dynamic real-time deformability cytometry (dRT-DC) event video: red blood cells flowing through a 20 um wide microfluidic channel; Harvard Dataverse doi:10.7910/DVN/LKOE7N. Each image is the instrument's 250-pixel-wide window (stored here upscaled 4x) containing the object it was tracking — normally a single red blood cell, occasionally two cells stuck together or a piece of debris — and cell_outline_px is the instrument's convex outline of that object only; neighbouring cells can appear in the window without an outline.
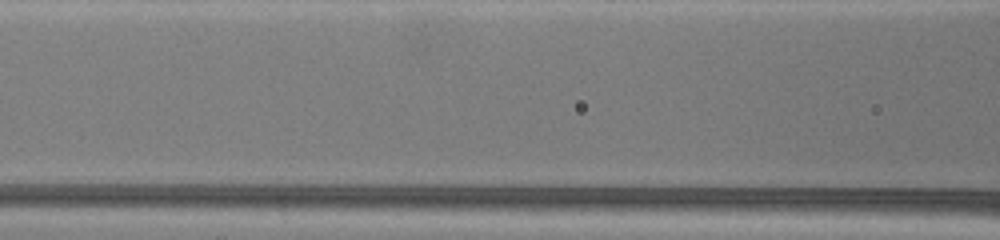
{"species": "common noctule bat (a hibernating species)", "species_latin": "Nyctalus noctula", "temperature_condition": "warm", "stored_images_in_passage": 27, "segment_of_instrument_passage": [2, 2], "camera_frame_rate_fps": 3000, "um_per_image_px": 0.085, "animal": {"sex": "female", "body_mass_g": 19.5, "forearm_length_mm": 54.1}, "frame": {"image": 1, "passage_image": 27, "time_ms": 8.667, "image_size_px": [1000, 240], "cell_outline_px": [[984, 192], [972, 212], [928, 212], [840, 208], [836, 192]], "centroid_in_image_um": [77.42, 17.1], "position_along_channel_um": 89.2, "area_um2": 18.9}}